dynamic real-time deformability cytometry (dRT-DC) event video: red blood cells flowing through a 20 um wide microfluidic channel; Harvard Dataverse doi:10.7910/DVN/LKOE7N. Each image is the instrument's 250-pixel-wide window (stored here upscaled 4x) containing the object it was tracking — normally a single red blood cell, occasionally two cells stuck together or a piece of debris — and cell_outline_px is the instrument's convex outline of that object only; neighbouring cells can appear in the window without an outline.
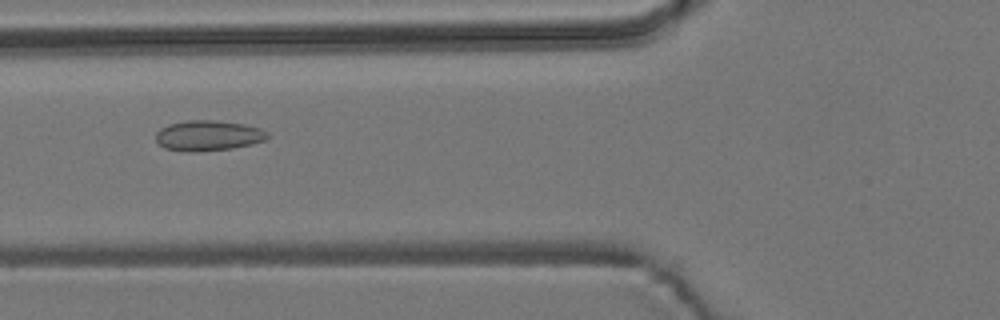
{"species": "common noctule bat (a hibernating species)", "species_latin": "Nyctalus noctula", "temperature_condition": "room temperature", "stored_images_in_passage": 55, "camera_frame_rate_fps": 3000, "um_per_image_px": 0.085, "animal": {"sex": "male", "body_mass_g": 19.2, "forearm_length_mm": 51.8}, "frame": {"image": 1, "passage_image": 21, "time_ms": 6.667, "image_size_px": [1000, 320], "cell_outline_px": [[268, 136], [264, 140], [252, 144], [232, 148], [164, 148], [156, 140], [156, 132], [160, 128], [168, 124], [188, 120], [216, 120], [244, 124], [260, 128], [268, 132]], "centroid_in_image_um": [17.74, 11.45], "position_along_channel_um": 108.1, "area_um2": 18.73}}
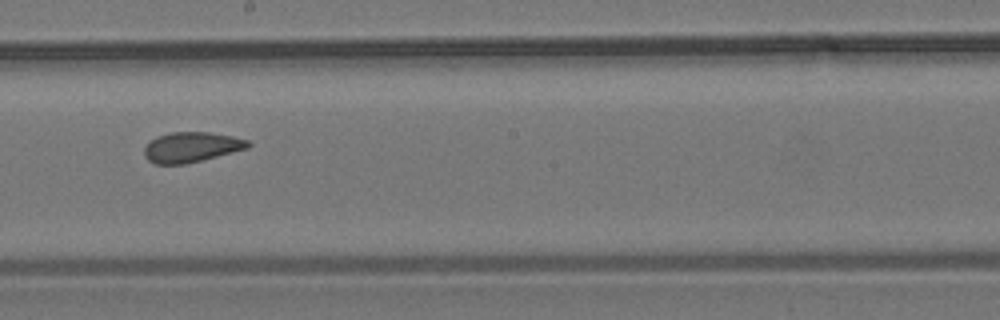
{"frame": {"image": 2, "passage_image": 31, "time_ms": 10.0, "image_size_px": [1000, 320], "cell_outline_px": [[252, 144], [248, 148], [184, 164], [156, 164], [148, 160], [144, 156], [144, 148], [156, 136], [172, 132], [208, 132], [232, 136], [248, 140]], "centroid_in_image_um": [16.26, 12.5], "position_along_channel_um": 231.9, "area_um2": 18.03}}
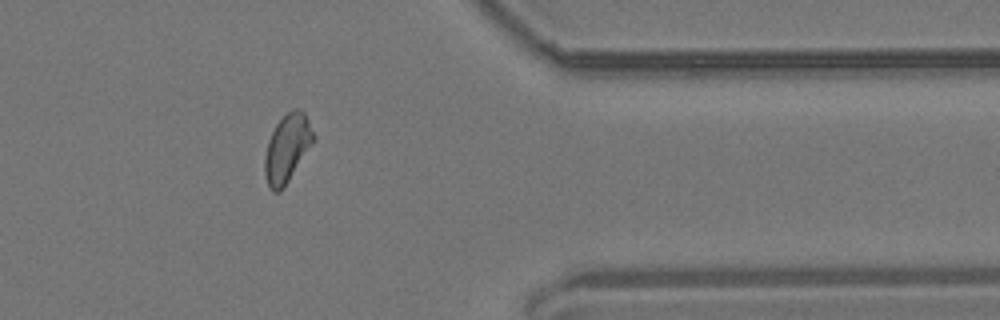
{"frame": {"image": 3, "passage_image": 45, "time_ms": 14.667, "image_size_px": [1000, 320], "cell_outline_px": [[316, 140], [284, 188], [280, 192], [272, 192], [264, 176], [264, 156], [268, 140], [276, 124], [292, 108], [296, 108], [304, 112], [316, 136]], "centroid_in_image_um": [24.42, 12.63], "position_along_channel_um": 387.0, "area_um2": 19.59}, "authors_computed_cell_mechanics": {"area_um2": 18.785, "velocity_mm_per_s": 3.7067, "shape_relaxation_time_tau1_ms": null, "shape_relaxation_time_tau2_ms": 1.6553, "deformation_change_tau1": null, "deformation_change_tau2": 0.0833}}